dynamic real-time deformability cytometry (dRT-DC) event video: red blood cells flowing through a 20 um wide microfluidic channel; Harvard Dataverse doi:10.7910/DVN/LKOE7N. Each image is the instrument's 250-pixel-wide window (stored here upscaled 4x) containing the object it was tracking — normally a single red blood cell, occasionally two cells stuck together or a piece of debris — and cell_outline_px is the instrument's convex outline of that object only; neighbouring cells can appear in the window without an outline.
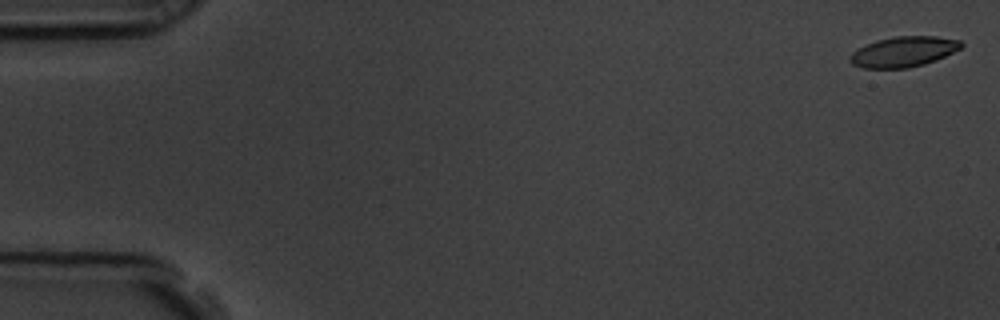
{"species": "common noctule bat (a hibernating species)", "species_latin": "Nyctalus noctula", "temperature_condition": "room temperature", "stored_images_in_passage": 59, "camera_frame_rate_fps": 3000, "um_per_image_px": 0.085, "animal": {"sex": "male", "body_mass_g": 19.5, "forearm_length_mm": 54.6}, "frame": {"image": 1, "passage_image": 2, "time_ms": 0.333, "image_size_px": [1000, 320], "cell_outline_px": [[964, 44], [960, 48], [936, 60], [924, 64], [908, 68], [864, 68], [852, 64], [848, 60], [848, 56], [852, 52], [876, 40], [896, 36], [936, 36], [960, 40]], "centroid_in_image_um": [76.78, 4.4], "position_along_channel_um": 8.2, "area_um2": 19.59}}
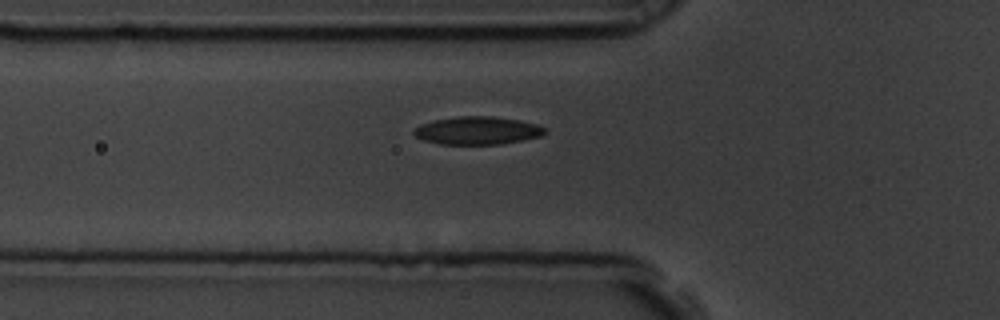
{"frame": {"image": 2, "passage_image": 21, "time_ms": 6.667, "image_size_px": [1000, 320], "cell_outline_px": [[548, 132], [540, 136], [524, 140], [500, 144], [440, 144], [424, 140], [416, 136], [412, 132], [420, 124], [436, 120], [460, 116], [492, 116], [520, 120], [536, 124], [544, 128]], "centroid_in_image_um": [40.61, 11.1], "position_along_channel_um": 85.2, "area_um2": 21.21}}
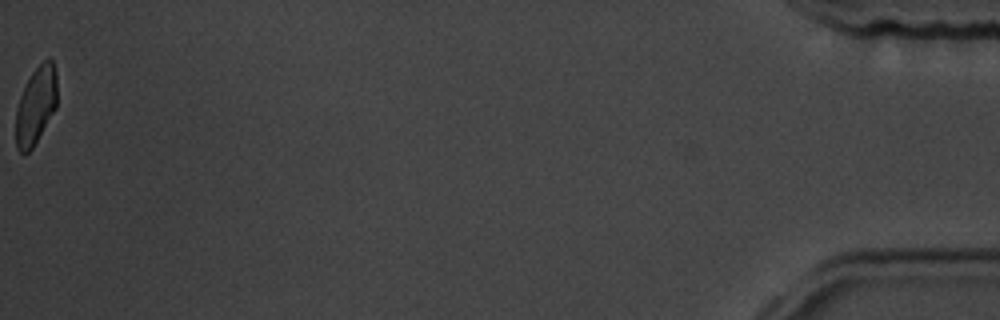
{"frame": {"image": 3, "passage_image": 59, "time_ms": 19.333, "image_size_px": [1000, 320], "cell_outline_px": [[56, 108], [32, 148], [28, 152], [20, 152], [16, 148], [16, 108], [20, 96], [32, 72], [48, 56], [52, 60], [56, 72]], "centroid_in_image_um": [3.05, 8.95], "position_along_channel_um": 432.2, "area_um2": 18.44}, "authors_computed_cell_mechanics": {"area_um2": 20.519, "velocity_mm_per_s": 3.541, "shape_relaxation_time_tau1_ms": 5.2032, "shape_relaxation_time_tau2_ms": 2.1892, "deformation_change_tau1": 0.1422, "deformation_change_tau2": 0.0851}}